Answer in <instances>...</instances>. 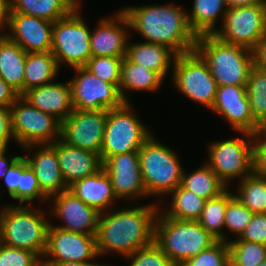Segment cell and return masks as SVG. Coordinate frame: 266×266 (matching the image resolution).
<instances>
[{"label": "cell", "instance_id": "20", "mask_svg": "<svg viewBox=\"0 0 266 266\" xmlns=\"http://www.w3.org/2000/svg\"><path fill=\"white\" fill-rule=\"evenodd\" d=\"M9 33H4L26 53L49 52L52 47L53 22L32 15L10 13Z\"/></svg>", "mask_w": 266, "mask_h": 266}, {"label": "cell", "instance_id": "14", "mask_svg": "<svg viewBox=\"0 0 266 266\" xmlns=\"http://www.w3.org/2000/svg\"><path fill=\"white\" fill-rule=\"evenodd\" d=\"M108 110H76L61 123L60 140L100 155Z\"/></svg>", "mask_w": 266, "mask_h": 266}, {"label": "cell", "instance_id": "35", "mask_svg": "<svg viewBox=\"0 0 266 266\" xmlns=\"http://www.w3.org/2000/svg\"><path fill=\"white\" fill-rule=\"evenodd\" d=\"M247 96L256 122L266 123V71L252 67L246 84Z\"/></svg>", "mask_w": 266, "mask_h": 266}, {"label": "cell", "instance_id": "11", "mask_svg": "<svg viewBox=\"0 0 266 266\" xmlns=\"http://www.w3.org/2000/svg\"><path fill=\"white\" fill-rule=\"evenodd\" d=\"M11 127L15 142L22 147L52 144L60 139L61 122L19 96L10 106Z\"/></svg>", "mask_w": 266, "mask_h": 266}, {"label": "cell", "instance_id": "1", "mask_svg": "<svg viewBox=\"0 0 266 266\" xmlns=\"http://www.w3.org/2000/svg\"><path fill=\"white\" fill-rule=\"evenodd\" d=\"M127 206L101 212L98 218L96 248L99 256L116 252L129 256L155 242V223L160 204Z\"/></svg>", "mask_w": 266, "mask_h": 266}, {"label": "cell", "instance_id": "21", "mask_svg": "<svg viewBox=\"0 0 266 266\" xmlns=\"http://www.w3.org/2000/svg\"><path fill=\"white\" fill-rule=\"evenodd\" d=\"M34 151L32 155L23 156L30 168L34 171L40 190L50 198L69 189L66 185L59 167L56 141L52 144H32L23 147L25 150Z\"/></svg>", "mask_w": 266, "mask_h": 266}, {"label": "cell", "instance_id": "8", "mask_svg": "<svg viewBox=\"0 0 266 266\" xmlns=\"http://www.w3.org/2000/svg\"><path fill=\"white\" fill-rule=\"evenodd\" d=\"M80 6L53 23L51 52L59 68L62 64L72 68L82 67L92 57L91 30L79 12Z\"/></svg>", "mask_w": 266, "mask_h": 266}, {"label": "cell", "instance_id": "45", "mask_svg": "<svg viewBox=\"0 0 266 266\" xmlns=\"http://www.w3.org/2000/svg\"><path fill=\"white\" fill-rule=\"evenodd\" d=\"M21 177V156L6 170L3 178L9 196L17 200V187Z\"/></svg>", "mask_w": 266, "mask_h": 266}, {"label": "cell", "instance_id": "46", "mask_svg": "<svg viewBox=\"0 0 266 266\" xmlns=\"http://www.w3.org/2000/svg\"><path fill=\"white\" fill-rule=\"evenodd\" d=\"M14 138L11 127L10 106H0V148H7Z\"/></svg>", "mask_w": 266, "mask_h": 266}, {"label": "cell", "instance_id": "44", "mask_svg": "<svg viewBox=\"0 0 266 266\" xmlns=\"http://www.w3.org/2000/svg\"><path fill=\"white\" fill-rule=\"evenodd\" d=\"M254 170L266 173V123L261 124L253 133Z\"/></svg>", "mask_w": 266, "mask_h": 266}, {"label": "cell", "instance_id": "28", "mask_svg": "<svg viewBox=\"0 0 266 266\" xmlns=\"http://www.w3.org/2000/svg\"><path fill=\"white\" fill-rule=\"evenodd\" d=\"M59 66L55 56L49 52L26 53L24 67V93L55 80L59 75Z\"/></svg>", "mask_w": 266, "mask_h": 266}, {"label": "cell", "instance_id": "33", "mask_svg": "<svg viewBox=\"0 0 266 266\" xmlns=\"http://www.w3.org/2000/svg\"><path fill=\"white\" fill-rule=\"evenodd\" d=\"M233 195L252 213H266V173L253 171L240 180Z\"/></svg>", "mask_w": 266, "mask_h": 266}, {"label": "cell", "instance_id": "10", "mask_svg": "<svg viewBox=\"0 0 266 266\" xmlns=\"http://www.w3.org/2000/svg\"><path fill=\"white\" fill-rule=\"evenodd\" d=\"M172 68V82L177 90L211 110L218 85L202 57L196 51L177 55Z\"/></svg>", "mask_w": 266, "mask_h": 266}, {"label": "cell", "instance_id": "38", "mask_svg": "<svg viewBox=\"0 0 266 266\" xmlns=\"http://www.w3.org/2000/svg\"><path fill=\"white\" fill-rule=\"evenodd\" d=\"M48 201V197L40 190L34 171L21 156V177L17 187V200L20 205H31L34 200Z\"/></svg>", "mask_w": 266, "mask_h": 266}, {"label": "cell", "instance_id": "12", "mask_svg": "<svg viewBox=\"0 0 266 266\" xmlns=\"http://www.w3.org/2000/svg\"><path fill=\"white\" fill-rule=\"evenodd\" d=\"M214 35L226 43L253 50L266 34V3L228 8Z\"/></svg>", "mask_w": 266, "mask_h": 266}, {"label": "cell", "instance_id": "19", "mask_svg": "<svg viewBox=\"0 0 266 266\" xmlns=\"http://www.w3.org/2000/svg\"><path fill=\"white\" fill-rule=\"evenodd\" d=\"M99 20L90 36L92 56L125 57L131 28L125 12L120 9L112 17Z\"/></svg>", "mask_w": 266, "mask_h": 266}, {"label": "cell", "instance_id": "15", "mask_svg": "<svg viewBox=\"0 0 266 266\" xmlns=\"http://www.w3.org/2000/svg\"><path fill=\"white\" fill-rule=\"evenodd\" d=\"M98 257L96 235L66 231L50 223L42 263L89 262Z\"/></svg>", "mask_w": 266, "mask_h": 266}, {"label": "cell", "instance_id": "50", "mask_svg": "<svg viewBox=\"0 0 266 266\" xmlns=\"http://www.w3.org/2000/svg\"><path fill=\"white\" fill-rule=\"evenodd\" d=\"M8 151V147L7 148H0V179H3L5 174H6V170L20 157L19 156H6V153ZM1 198V196H0Z\"/></svg>", "mask_w": 266, "mask_h": 266}, {"label": "cell", "instance_id": "7", "mask_svg": "<svg viewBox=\"0 0 266 266\" xmlns=\"http://www.w3.org/2000/svg\"><path fill=\"white\" fill-rule=\"evenodd\" d=\"M151 132L136 116L132 103L107 111L100 158L102 163L109 157L127 152H138Z\"/></svg>", "mask_w": 266, "mask_h": 266}, {"label": "cell", "instance_id": "36", "mask_svg": "<svg viewBox=\"0 0 266 266\" xmlns=\"http://www.w3.org/2000/svg\"><path fill=\"white\" fill-rule=\"evenodd\" d=\"M230 266H258L266 260V245L244 241L229 240Z\"/></svg>", "mask_w": 266, "mask_h": 266}, {"label": "cell", "instance_id": "9", "mask_svg": "<svg viewBox=\"0 0 266 266\" xmlns=\"http://www.w3.org/2000/svg\"><path fill=\"white\" fill-rule=\"evenodd\" d=\"M243 137L212 142L208 146L206 162L228 186L234 178L244 179L254 171L252 133L239 132Z\"/></svg>", "mask_w": 266, "mask_h": 266}, {"label": "cell", "instance_id": "42", "mask_svg": "<svg viewBox=\"0 0 266 266\" xmlns=\"http://www.w3.org/2000/svg\"><path fill=\"white\" fill-rule=\"evenodd\" d=\"M0 266H43L42 258L29 250L0 243Z\"/></svg>", "mask_w": 266, "mask_h": 266}, {"label": "cell", "instance_id": "22", "mask_svg": "<svg viewBox=\"0 0 266 266\" xmlns=\"http://www.w3.org/2000/svg\"><path fill=\"white\" fill-rule=\"evenodd\" d=\"M22 97L44 113L54 116L61 123L73 112L70 83L50 82L27 90Z\"/></svg>", "mask_w": 266, "mask_h": 266}, {"label": "cell", "instance_id": "47", "mask_svg": "<svg viewBox=\"0 0 266 266\" xmlns=\"http://www.w3.org/2000/svg\"><path fill=\"white\" fill-rule=\"evenodd\" d=\"M19 93L0 77V106H11Z\"/></svg>", "mask_w": 266, "mask_h": 266}, {"label": "cell", "instance_id": "52", "mask_svg": "<svg viewBox=\"0 0 266 266\" xmlns=\"http://www.w3.org/2000/svg\"><path fill=\"white\" fill-rule=\"evenodd\" d=\"M43 266H111L100 263H95L94 261L89 262H60V263H42Z\"/></svg>", "mask_w": 266, "mask_h": 266}, {"label": "cell", "instance_id": "26", "mask_svg": "<svg viewBox=\"0 0 266 266\" xmlns=\"http://www.w3.org/2000/svg\"><path fill=\"white\" fill-rule=\"evenodd\" d=\"M26 52L5 34H0V77L20 96L24 94Z\"/></svg>", "mask_w": 266, "mask_h": 266}, {"label": "cell", "instance_id": "5", "mask_svg": "<svg viewBox=\"0 0 266 266\" xmlns=\"http://www.w3.org/2000/svg\"><path fill=\"white\" fill-rule=\"evenodd\" d=\"M217 241L197 221L173 219L159 211L155 223V243L176 266Z\"/></svg>", "mask_w": 266, "mask_h": 266}, {"label": "cell", "instance_id": "39", "mask_svg": "<svg viewBox=\"0 0 266 266\" xmlns=\"http://www.w3.org/2000/svg\"><path fill=\"white\" fill-rule=\"evenodd\" d=\"M124 57L92 56L85 68L103 81L118 87Z\"/></svg>", "mask_w": 266, "mask_h": 266}, {"label": "cell", "instance_id": "32", "mask_svg": "<svg viewBox=\"0 0 266 266\" xmlns=\"http://www.w3.org/2000/svg\"><path fill=\"white\" fill-rule=\"evenodd\" d=\"M172 200L166 210L161 212L166 216L178 220L197 221L203 211L206 199H203L185 189L181 184L177 186L171 193Z\"/></svg>", "mask_w": 266, "mask_h": 266}, {"label": "cell", "instance_id": "25", "mask_svg": "<svg viewBox=\"0 0 266 266\" xmlns=\"http://www.w3.org/2000/svg\"><path fill=\"white\" fill-rule=\"evenodd\" d=\"M176 56L172 50L163 45L145 41L138 43L128 42L126 52V57L131 62L157 72L163 79L169 74L168 71L173 69L170 67L173 66Z\"/></svg>", "mask_w": 266, "mask_h": 266}, {"label": "cell", "instance_id": "37", "mask_svg": "<svg viewBox=\"0 0 266 266\" xmlns=\"http://www.w3.org/2000/svg\"><path fill=\"white\" fill-rule=\"evenodd\" d=\"M254 213L244 206L234 195L233 191L227 189V207L225 210L224 228L238 238L250 223Z\"/></svg>", "mask_w": 266, "mask_h": 266}, {"label": "cell", "instance_id": "49", "mask_svg": "<svg viewBox=\"0 0 266 266\" xmlns=\"http://www.w3.org/2000/svg\"><path fill=\"white\" fill-rule=\"evenodd\" d=\"M11 13V0H0V34L6 32Z\"/></svg>", "mask_w": 266, "mask_h": 266}, {"label": "cell", "instance_id": "48", "mask_svg": "<svg viewBox=\"0 0 266 266\" xmlns=\"http://www.w3.org/2000/svg\"><path fill=\"white\" fill-rule=\"evenodd\" d=\"M252 52L254 66L266 71V34L257 42Z\"/></svg>", "mask_w": 266, "mask_h": 266}, {"label": "cell", "instance_id": "6", "mask_svg": "<svg viewBox=\"0 0 266 266\" xmlns=\"http://www.w3.org/2000/svg\"><path fill=\"white\" fill-rule=\"evenodd\" d=\"M147 196L170 195L181 184L183 166L177 152L151 135L138 150Z\"/></svg>", "mask_w": 266, "mask_h": 266}, {"label": "cell", "instance_id": "16", "mask_svg": "<svg viewBox=\"0 0 266 266\" xmlns=\"http://www.w3.org/2000/svg\"><path fill=\"white\" fill-rule=\"evenodd\" d=\"M102 168L109 175L118 200L126 202L147 197L138 152H127L107 158Z\"/></svg>", "mask_w": 266, "mask_h": 266}, {"label": "cell", "instance_id": "2", "mask_svg": "<svg viewBox=\"0 0 266 266\" xmlns=\"http://www.w3.org/2000/svg\"><path fill=\"white\" fill-rule=\"evenodd\" d=\"M131 29L145 42L163 45L176 55L195 51L197 36L188 23L187 11L176 4L128 6L122 9Z\"/></svg>", "mask_w": 266, "mask_h": 266}, {"label": "cell", "instance_id": "3", "mask_svg": "<svg viewBox=\"0 0 266 266\" xmlns=\"http://www.w3.org/2000/svg\"><path fill=\"white\" fill-rule=\"evenodd\" d=\"M195 51L208 64L218 86H246L254 66L252 50L205 34L197 36Z\"/></svg>", "mask_w": 266, "mask_h": 266}, {"label": "cell", "instance_id": "18", "mask_svg": "<svg viewBox=\"0 0 266 266\" xmlns=\"http://www.w3.org/2000/svg\"><path fill=\"white\" fill-rule=\"evenodd\" d=\"M211 111L226 119L237 132L253 133L260 126L251 111L246 86H218Z\"/></svg>", "mask_w": 266, "mask_h": 266}, {"label": "cell", "instance_id": "23", "mask_svg": "<svg viewBox=\"0 0 266 266\" xmlns=\"http://www.w3.org/2000/svg\"><path fill=\"white\" fill-rule=\"evenodd\" d=\"M59 167L66 185L94 175L102 169L100 155L56 141Z\"/></svg>", "mask_w": 266, "mask_h": 266}, {"label": "cell", "instance_id": "41", "mask_svg": "<svg viewBox=\"0 0 266 266\" xmlns=\"http://www.w3.org/2000/svg\"><path fill=\"white\" fill-rule=\"evenodd\" d=\"M124 258L131 261L129 266H176L155 242Z\"/></svg>", "mask_w": 266, "mask_h": 266}, {"label": "cell", "instance_id": "27", "mask_svg": "<svg viewBox=\"0 0 266 266\" xmlns=\"http://www.w3.org/2000/svg\"><path fill=\"white\" fill-rule=\"evenodd\" d=\"M164 79L157 73L142 65L131 62L126 56L121 65L119 93L125 103H130L128 91H151L160 89ZM126 92V93H125Z\"/></svg>", "mask_w": 266, "mask_h": 266}, {"label": "cell", "instance_id": "29", "mask_svg": "<svg viewBox=\"0 0 266 266\" xmlns=\"http://www.w3.org/2000/svg\"><path fill=\"white\" fill-rule=\"evenodd\" d=\"M78 5L76 0H11V13L32 15L54 23L68 16Z\"/></svg>", "mask_w": 266, "mask_h": 266}, {"label": "cell", "instance_id": "4", "mask_svg": "<svg viewBox=\"0 0 266 266\" xmlns=\"http://www.w3.org/2000/svg\"><path fill=\"white\" fill-rule=\"evenodd\" d=\"M32 207L5 204L0 208V243L32 251L42 258L51 222L41 209Z\"/></svg>", "mask_w": 266, "mask_h": 266}, {"label": "cell", "instance_id": "43", "mask_svg": "<svg viewBox=\"0 0 266 266\" xmlns=\"http://www.w3.org/2000/svg\"><path fill=\"white\" fill-rule=\"evenodd\" d=\"M238 239L266 245V213H254Z\"/></svg>", "mask_w": 266, "mask_h": 266}, {"label": "cell", "instance_id": "30", "mask_svg": "<svg viewBox=\"0 0 266 266\" xmlns=\"http://www.w3.org/2000/svg\"><path fill=\"white\" fill-rule=\"evenodd\" d=\"M227 9L225 0H194L192 11H187L191 30L196 36L214 34L216 23L223 21Z\"/></svg>", "mask_w": 266, "mask_h": 266}, {"label": "cell", "instance_id": "13", "mask_svg": "<svg viewBox=\"0 0 266 266\" xmlns=\"http://www.w3.org/2000/svg\"><path fill=\"white\" fill-rule=\"evenodd\" d=\"M76 72L70 81L72 103L76 110H109L125 102L116 85L96 77L84 66L73 68Z\"/></svg>", "mask_w": 266, "mask_h": 266}, {"label": "cell", "instance_id": "31", "mask_svg": "<svg viewBox=\"0 0 266 266\" xmlns=\"http://www.w3.org/2000/svg\"><path fill=\"white\" fill-rule=\"evenodd\" d=\"M181 185L206 200L216 198L228 189L206 161L191 173L183 170Z\"/></svg>", "mask_w": 266, "mask_h": 266}, {"label": "cell", "instance_id": "34", "mask_svg": "<svg viewBox=\"0 0 266 266\" xmlns=\"http://www.w3.org/2000/svg\"><path fill=\"white\" fill-rule=\"evenodd\" d=\"M226 207L227 190L216 198L206 200L197 222L218 241L229 242L228 235L223 233Z\"/></svg>", "mask_w": 266, "mask_h": 266}, {"label": "cell", "instance_id": "24", "mask_svg": "<svg viewBox=\"0 0 266 266\" xmlns=\"http://www.w3.org/2000/svg\"><path fill=\"white\" fill-rule=\"evenodd\" d=\"M69 190L99 213L114 209L112 206L117 200L110 177L103 168L94 175L74 182Z\"/></svg>", "mask_w": 266, "mask_h": 266}, {"label": "cell", "instance_id": "17", "mask_svg": "<svg viewBox=\"0 0 266 266\" xmlns=\"http://www.w3.org/2000/svg\"><path fill=\"white\" fill-rule=\"evenodd\" d=\"M48 201L54 203L51 209L52 216L65 224L53 226L70 232L96 235L100 213L86 205L69 189L52 195Z\"/></svg>", "mask_w": 266, "mask_h": 266}, {"label": "cell", "instance_id": "51", "mask_svg": "<svg viewBox=\"0 0 266 266\" xmlns=\"http://www.w3.org/2000/svg\"><path fill=\"white\" fill-rule=\"evenodd\" d=\"M260 3H266V2L264 0H225L227 8L251 6Z\"/></svg>", "mask_w": 266, "mask_h": 266}, {"label": "cell", "instance_id": "53", "mask_svg": "<svg viewBox=\"0 0 266 266\" xmlns=\"http://www.w3.org/2000/svg\"><path fill=\"white\" fill-rule=\"evenodd\" d=\"M258 266H266V260H264L261 264H259Z\"/></svg>", "mask_w": 266, "mask_h": 266}, {"label": "cell", "instance_id": "40", "mask_svg": "<svg viewBox=\"0 0 266 266\" xmlns=\"http://www.w3.org/2000/svg\"><path fill=\"white\" fill-rule=\"evenodd\" d=\"M180 266H230L228 242L217 241Z\"/></svg>", "mask_w": 266, "mask_h": 266}]
</instances>
